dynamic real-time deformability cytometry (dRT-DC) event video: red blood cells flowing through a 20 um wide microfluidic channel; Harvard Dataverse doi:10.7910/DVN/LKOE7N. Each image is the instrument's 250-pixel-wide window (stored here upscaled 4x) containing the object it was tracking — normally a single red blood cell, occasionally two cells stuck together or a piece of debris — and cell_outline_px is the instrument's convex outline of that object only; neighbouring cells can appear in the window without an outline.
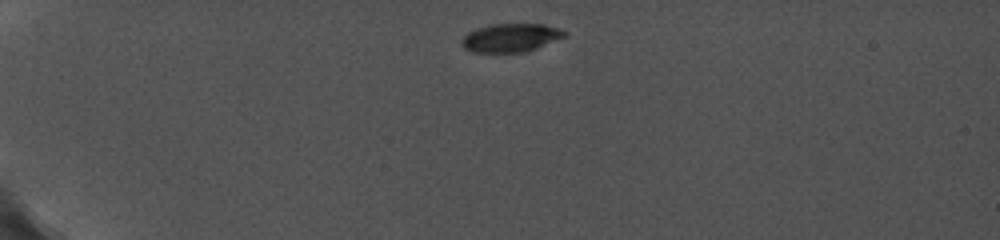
{"species": "common noctule bat (a hibernating species)", "species_latin": "Nyctalus noctula", "temperature_condition": "cold", "stored_images_in_passage": 13, "camera_frame_rate_fps": 5000, "um_per_image_px": 0.085, "animal": {"sex": "female", "body_mass_g": 19.0, "forearm_length_mm": 56.7}, "frame": {"image": 1, "passage_image": 1, "time_ms": 0.0, "image_size_px": [1000, 240], "cell_outline_px": [[568, 36], [536, 48], [524, 52], [472, 52], [464, 48], [460, 44], [460, 40], [468, 32], [476, 28], [488, 24], [544, 24], [560, 28], [568, 32]], "centroid_in_image_um": [43.42, 3.2], "position_along_channel_um": 41.6, "area_um2": 17.28}}
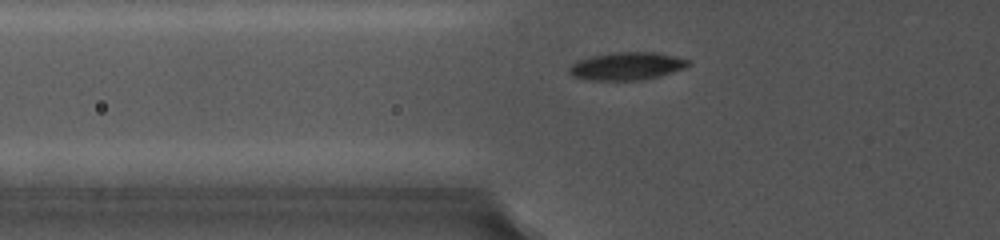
{"frame": {"image": 2, "passage_image": 6, "time_ms": 2.4, "image_size_px": [1000, 240], "cell_outline_px": [[692, 64], [684, 68], [660, 76], [644, 80], [588, 80], [572, 76], [568, 72], [568, 68], [572, 64], [588, 56], [612, 52], [656, 52], [676, 56], [688, 60]], "centroid_in_image_um": [53.27, 5.62], "position_along_channel_um": 72.5, "area_um2": 19.48}}
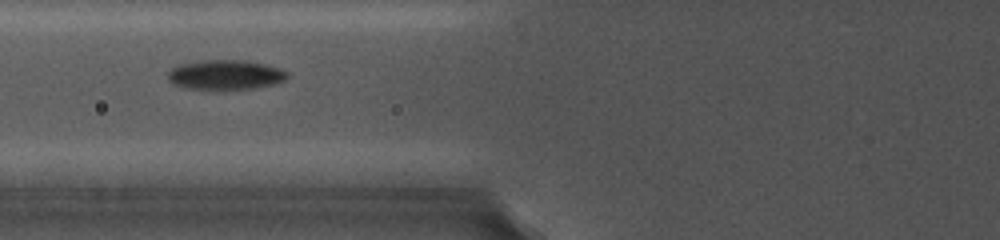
{"frame": {"image": 3, "passage_image": 8, "time_ms": 3.4, "image_size_px": [1000, 240], "cell_outline_px": [[288, 76], [284, 80], [276, 84], [256, 88], [184, 88], [172, 84], [168, 80], [168, 72], [172, 68], [180, 64], [204, 60], [244, 60], [264, 64], [280, 68], [288, 72]], "centroid_in_image_um": [19.17, 6.34], "position_along_channel_um": 106.6, "area_um2": 20.46}}